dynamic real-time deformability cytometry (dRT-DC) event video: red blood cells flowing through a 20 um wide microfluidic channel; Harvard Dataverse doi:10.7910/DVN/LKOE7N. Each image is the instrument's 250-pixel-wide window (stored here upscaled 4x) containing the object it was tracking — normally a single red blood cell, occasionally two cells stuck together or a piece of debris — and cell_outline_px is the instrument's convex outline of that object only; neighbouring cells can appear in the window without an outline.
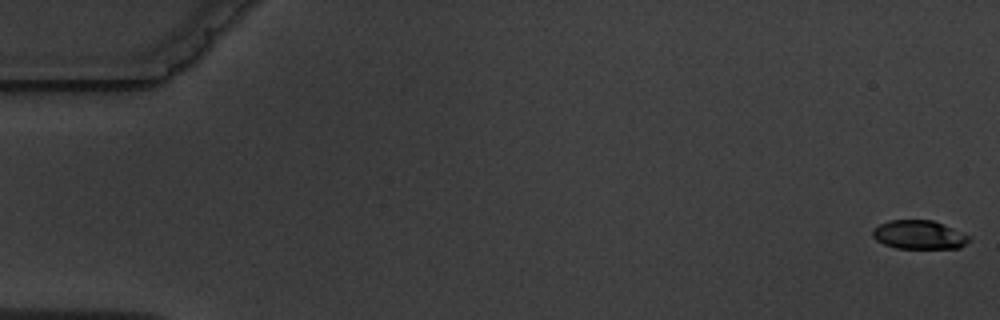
{"species": "common noctule bat (a hibernating species)", "species_latin": "Nyctalus noctula", "temperature_condition": "warm", "stored_images_in_passage": 11, "camera_frame_rate_fps": 3000, "um_per_image_px": 0.085, "animal": {"sex": "male", "body_mass_g": 19.5, "forearm_length_mm": 54.6}, "frame": {"image": 1, "passage_image": 1, "time_ms": 0.0, "image_size_px": [1000, 320], "cell_outline_px": [[972, 240], [960, 248], [896, 248], [884, 244], [876, 240], [872, 236], [872, 228], [888, 220], [932, 220], [952, 228], [968, 236]], "centroid_in_image_um": [78.09, 19.96], "position_along_channel_um": 6.9, "area_um2": 16.13}}
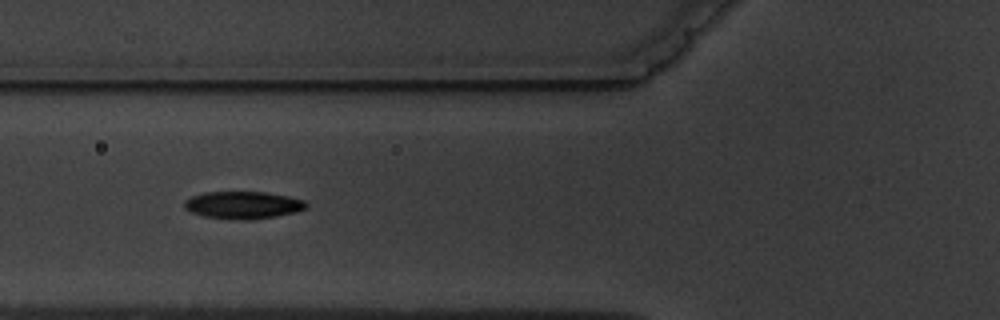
{"frame": {"image": 2, "passage_image": 6, "time_ms": 7.0, "image_size_px": [1000, 320], "cell_outline_px": [[308, 204], [304, 208], [296, 212], [276, 216], [252, 220], [244, 220], [204, 216], [192, 212], [184, 208], [184, 200], [192, 196], [204, 192], [264, 192], [288, 196], [304, 200]], "centroid_in_image_um": [20.65, 17.42], "position_along_channel_um": 105.1, "area_um2": 19.36}}
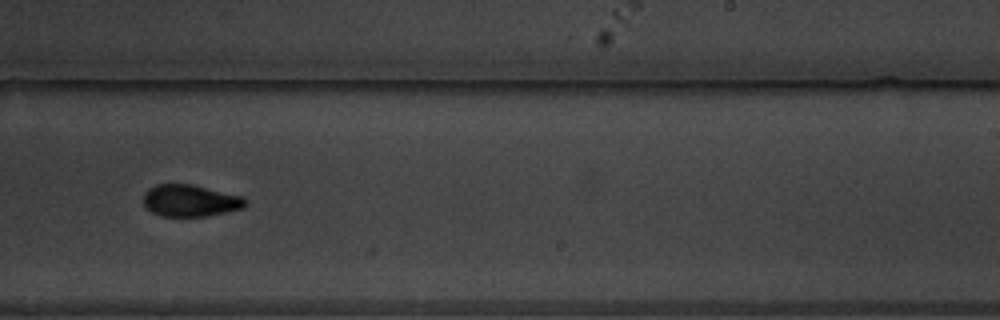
{"frame": {"image": 3, "passage_image": 10, "time_ms": 11.667, "image_size_px": [1000, 320], "cell_outline_px": [[248, 200], [244, 208], [208, 216], [160, 216], [152, 212], [144, 204], [144, 192], [148, 188], [156, 184], [192, 184], [244, 196]], "centroid_in_image_um": [16.2, 17.05], "position_along_channel_um": 272.8, "area_um2": 19.13}}